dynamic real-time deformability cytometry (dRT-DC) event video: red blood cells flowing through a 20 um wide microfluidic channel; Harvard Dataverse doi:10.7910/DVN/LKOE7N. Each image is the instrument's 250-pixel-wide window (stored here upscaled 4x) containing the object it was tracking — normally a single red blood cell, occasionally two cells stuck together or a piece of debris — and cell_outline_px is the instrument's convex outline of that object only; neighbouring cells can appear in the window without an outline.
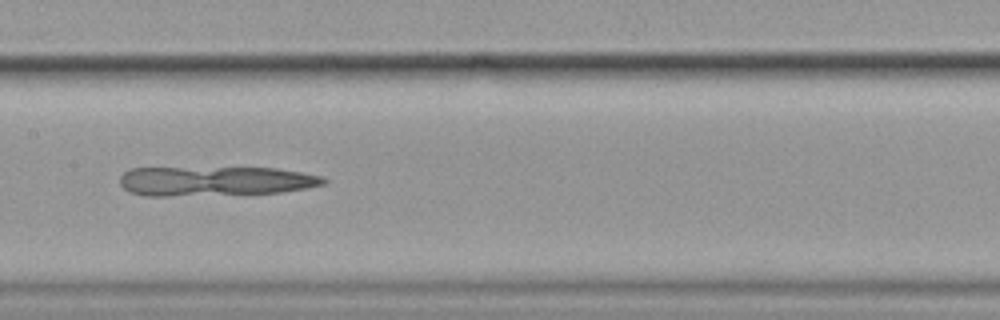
{"species": "common noctule bat (a hibernating species)", "species_latin": "Nyctalus noctula", "temperature_condition": "cold", "stored_images_in_passage": 9, "camera_frame_rate_fps": 3000, "um_per_image_px": 0.085, "animal": {"sex": "female", "body_mass_g": 19.9}, "frame": {"image": 1, "passage_image": 8, "time_ms": 2.333, "image_size_px": [1000, 320], "cell_outline_px": [[328, 180], [324, 184], [304, 188], [280, 192], [168, 196], [144, 196], [128, 192], [120, 184], [120, 176], [124, 172], [132, 168], [276, 168], [300, 172], [320, 176]], "centroid_in_image_um": [18.22, 15.39], "position_along_channel_um": 189.2, "area_um2": 34.8}}
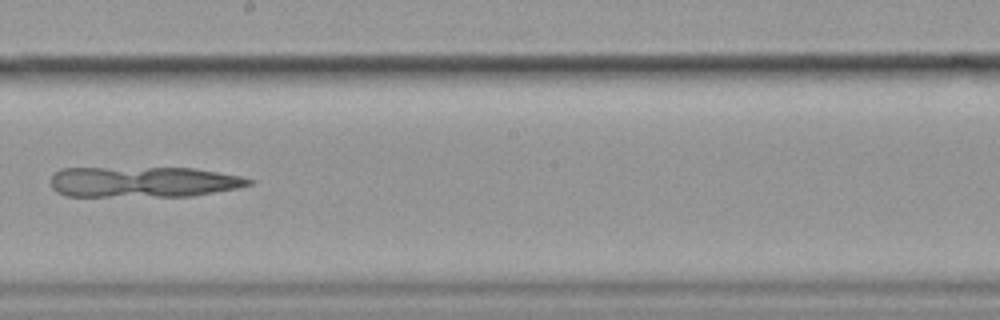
{"frame": {"image": 2, "passage_image": 9, "time_ms": 2.667, "image_size_px": [1000, 320], "cell_outline_px": [[252, 184], [236, 188], [192, 196], [64, 196], [56, 192], [52, 188], [52, 176], [60, 168], [196, 168], [244, 176], [252, 180]], "centroid_in_image_um": [12.19, 15.46], "position_along_channel_um": 236.0, "area_um2": 35.55}}